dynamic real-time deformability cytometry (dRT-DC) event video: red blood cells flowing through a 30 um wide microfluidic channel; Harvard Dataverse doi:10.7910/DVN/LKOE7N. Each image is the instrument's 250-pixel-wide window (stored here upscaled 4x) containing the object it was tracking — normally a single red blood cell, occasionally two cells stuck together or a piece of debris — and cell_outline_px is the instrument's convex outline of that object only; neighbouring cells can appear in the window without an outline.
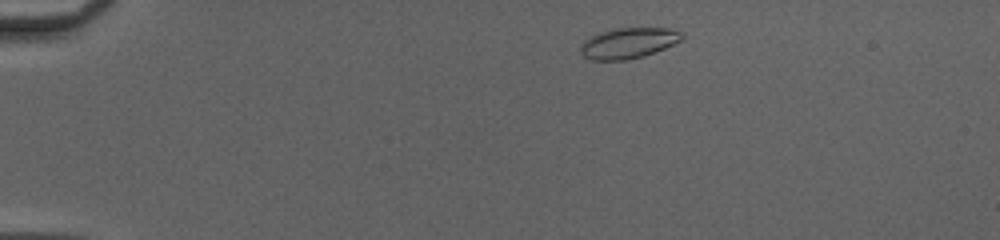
{"species": "common noctule bat (a hibernating species)", "species_latin": "Nyctalus noctula", "temperature_condition": "cold", "stored_images_in_passage": 43, "camera_frame_rate_fps": 3000, "um_per_image_px": 0.085, "animal": {"sex": "female", "body_mass_g": 20.0, "forearm_length_mm": 54.0}, "frame": {"image": 1, "passage_image": 3, "time_ms": 0.667, "image_size_px": [1000, 240], "cell_outline_px": [[684, 40], [644, 56], [628, 60], [592, 60], [584, 56], [580, 52], [580, 48], [584, 40], [596, 32], [612, 28], [668, 28], [684, 32]], "centroid_in_image_um": [53.42, 3.65], "position_along_channel_um": 31.6, "area_um2": 18.44}}
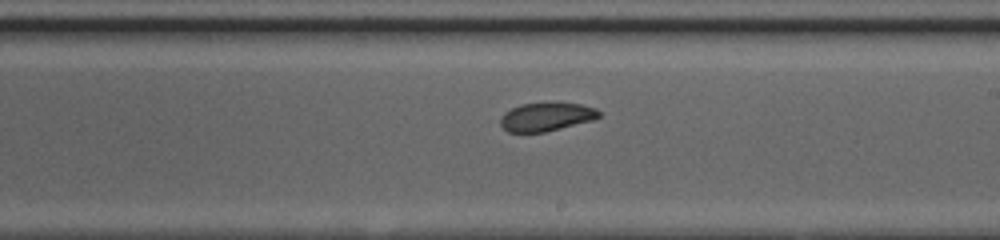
{"frame": {"image": 2, "passage_image": 24, "time_ms": 7.667, "image_size_px": [1000, 240], "cell_outline_px": [[600, 116], [596, 120], [544, 132], [508, 132], [500, 124], [500, 116], [504, 112], [520, 104], [580, 104], [596, 108], [600, 112]], "centroid_in_image_um": [46.44, 9.95], "position_along_channel_um": 242.6, "area_um2": 16.18}}
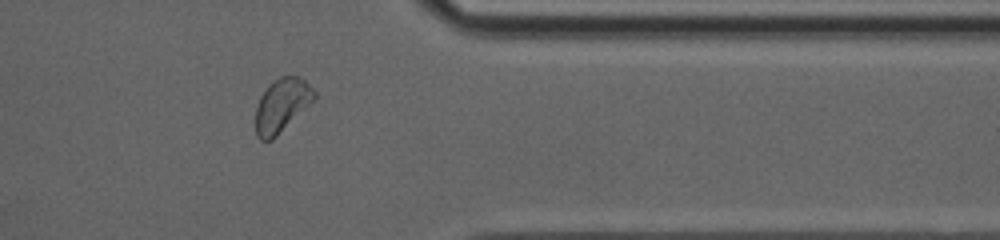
{"frame": {"image": 3, "passage_image": 35, "time_ms": 11.333, "image_size_px": [1000, 240], "cell_outline_px": [[316, 96], [272, 140], [260, 140], [256, 136], [256, 108], [260, 96], [268, 84], [272, 80], [280, 76], [296, 76], [304, 80], [316, 92]], "centroid_in_image_um": [23.9, 8.92], "position_along_channel_um": 387.5, "area_um2": 17.86}, "authors_computed_cell_mechanics": {"area_um2": 17.8602, "velocity_mm_per_s": 4.1775, "shape_relaxation_time_tau1_ms": 6.1712, "shape_relaxation_time_tau2_ms": 3.9468, "deformation_change_tau1": 0.1063, "deformation_change_tau2": 0.0915}}